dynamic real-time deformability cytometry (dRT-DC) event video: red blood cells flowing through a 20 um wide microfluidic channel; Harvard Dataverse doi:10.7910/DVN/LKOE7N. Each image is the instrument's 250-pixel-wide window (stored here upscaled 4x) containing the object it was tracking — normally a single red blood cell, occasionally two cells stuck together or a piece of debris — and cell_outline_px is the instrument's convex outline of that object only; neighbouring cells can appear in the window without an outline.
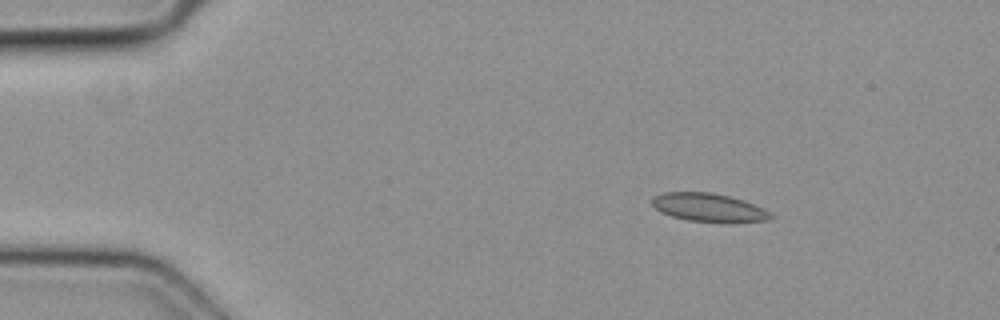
{"species": "common noctule bat (a hibernating species)", "species_latin": "Nyctalus noctula", "temperature_condition": "cold", "stored_images_in_passage": 5, "camera_frame_rate_fps": 3000, "um_per_image_px": 0.085, "animal": {"sex": "female", "body_mass_g": 19.3, "forearm_length_mm": 54.1}, "frame": {"image": 1, "passage_image": 2, "time_ms": 0.333, "image_size_px": [1000, 320], "cell_outline_px": [[776, 216], [768, 220], [688, 220], [672, 216], [660, 212], [652, 204], [652, 196], [664, 192], [712, 192], [744, 200], [764, 208], [772, 212]], "centroid_in_image_um": [60.22, 17.59], "position_along_channel_um": 24.8, "area_um2": 19.02}}